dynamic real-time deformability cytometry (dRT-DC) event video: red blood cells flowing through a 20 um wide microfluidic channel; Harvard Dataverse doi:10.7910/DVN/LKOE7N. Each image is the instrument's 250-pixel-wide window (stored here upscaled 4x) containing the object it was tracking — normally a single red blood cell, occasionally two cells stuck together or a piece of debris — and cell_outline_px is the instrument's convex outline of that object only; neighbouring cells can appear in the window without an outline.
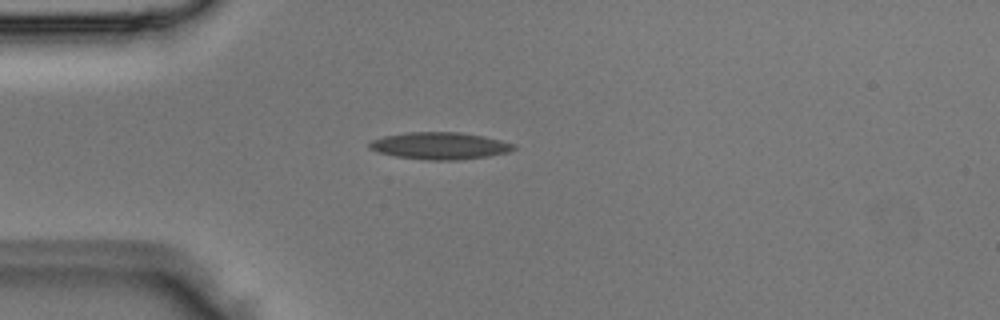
{"species": "Egyptian fruit bat (a non-hibernating species)", "species_latin": "Rousettus aegyptiacus", "temperature_condition": "room temperature", "stored_images_in_passage": 5, "camera_frame_rate_fps": 3000, "um_per_image_px": 0.085, "animal": {"sex": "male"}, "frame": {"image": 1, "passage_image": 5, "time_ms": 1.333, "image_size_px": [1000, 320], "cell_outline_px": [[516, 148], [508, 152], [488, 156], [460, 160], [428, 160], [396, 156], [376, 152], [368, 148], [368, 144], [372, 140], [384, 136], [408, 132], [460, 132], [484, 136], [516, 144]], "centroid_in_image_um": [37.38, 12.39], "position_along_channel_um": 47.6, "area_um2": 22.83}}